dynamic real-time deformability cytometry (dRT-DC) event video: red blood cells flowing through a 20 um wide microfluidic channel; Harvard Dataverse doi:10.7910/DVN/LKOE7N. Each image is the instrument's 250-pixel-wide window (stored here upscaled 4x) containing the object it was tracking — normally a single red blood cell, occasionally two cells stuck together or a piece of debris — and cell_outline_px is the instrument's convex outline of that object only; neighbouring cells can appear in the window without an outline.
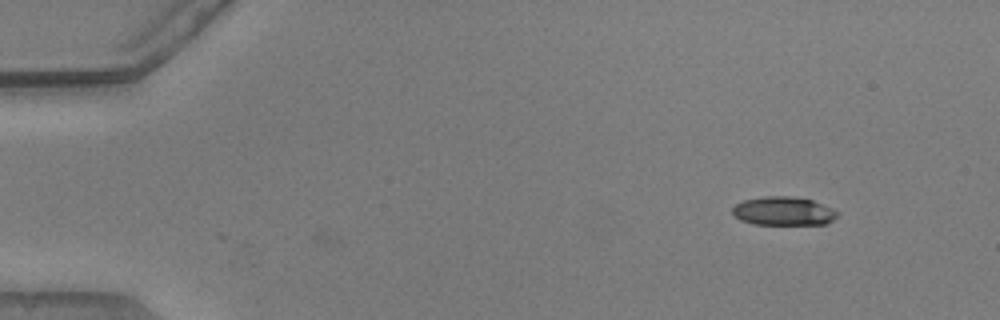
{"species": "common noctule bat (a hibernating species)", "species_latin": "Nyctalus noctula", "temperature_condition": "warm", "stored_images_in_passage": 2, "camera_frame_rate_fps": 3000, "um_per_image_px": 0.085, "animal": {"sex": "male", "body_mass_g": 20.5, "forearm_length_mm": 52.5}, "frame": {"image": 1, "passage_image": 2, "time_ms": 0.333, "image_size_px": [1000, 320], "cell_outline_px": [[840, 212], [832, 220], [824, 224], [752, 224], [740, 220], [732, 212], [732, 208], [736, 204], [744, 200], [764, 196], [792, 196], [812, 200], [832, 208]], "centroid_in_image_um": [66.59, 17.94], "position_along_channel_um": 18.4, "area_um2": 17.46}}